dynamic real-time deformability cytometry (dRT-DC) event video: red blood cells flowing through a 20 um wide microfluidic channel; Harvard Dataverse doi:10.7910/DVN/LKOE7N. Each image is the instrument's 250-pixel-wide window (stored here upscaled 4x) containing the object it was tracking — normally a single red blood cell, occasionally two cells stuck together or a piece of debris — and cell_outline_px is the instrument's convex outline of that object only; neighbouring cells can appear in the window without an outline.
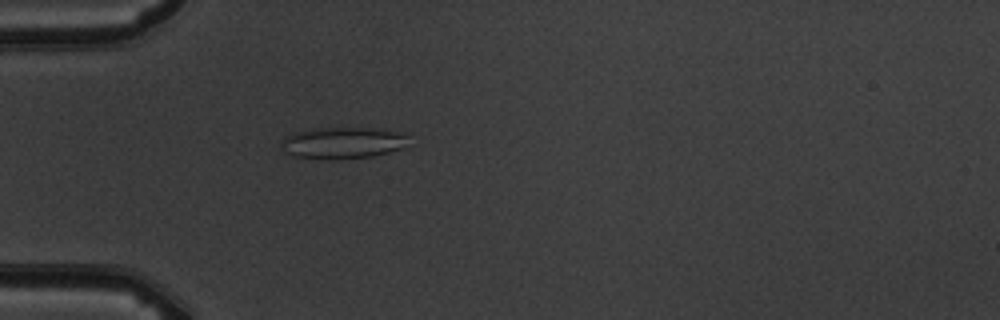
{"species": "common noctule bat (a hibernating species)", "species_latin": "Nyctalus noctula", "temperature_condition": "warm", "stored_images_in_passage": 2, "camera_frame_rate_fps": 3000, "um_per_image_px": 0.085, "animal": {"sex": "male", "body_mass_g": 19.5, "forearm_length_mm": 54.6}, "frame": {"image": 1, "passage_image": 2, "time_ms": 1.0, "image_size_px": [1000, 320], "cell_outline_px": [[404, 148], [372, 156], [336, 160], [292, 156], [284, 152], [280, 144], [284, 136], [296, 132], [312, 128], [384, 128], [404, 132]], "centroid_in_image_um": [29.09, 12.14], "position_along_channel_um": 55.9, "area_um2": 23.58}}